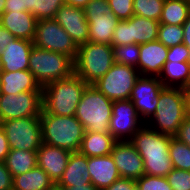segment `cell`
Instances as JSON below:
<instances>
[{"instance_id":"cell-52","label":"cell","mask_w":190,"mask_h":190,"mask_svg":"<svg viewBox=\"0 0 190 190\" xmlns=\"http://www.w3.org/2000/svg\"><path fill=\"white\" fill-rule=\"evenodd\" d=\"M6 0H0V16L4 13Z\"/></svg>"},{"instance_id":"cell-1","label":"cell","mask_w":190,"mask_h":190,"mask_svg":"<svg viewBox=\"0 0 190 190\" xmlns=\"http://www.w3.org/2000/svg\"><path fill=\"white\" fill-rule=\"evenodd\" d=\"M171 135L159 133L145 124L129 140L143 159L144 172L166 177L173 169L169 155Z\"/></svg>"},{"instance_id":"cell-51","label":"cell","mask_w":190,"mask_h":190,"mask_svg":"<svg viewBox=\"0 0 190 190\" xmlns=\"http://www.w3.org/2000/svg\"><path fill=\"white\" fill-rule=\"evenodd\" d=\"M47 190H64V187H61L57 183H54L49 189Z\"/></svg>"},{"instance_id":"cell-31","label":"cell","mask_w":190,"mask_h":190,"mask_svg":"<svg viewBox=\"0 0 190 190\" xmlns=\"http://www.w3.org/2000/svg\"><path fill=\"white\" fill-rule=\"evenodd\" d=\"M169 155L173 168L190 171V147L174 136L170 140Z\"/></svg>"},{"instance_id":"cell-28","label":"cell","mask_w":190,"mask_h":190,"mask_svg":"<svg viewBox=\"0 0 190 190\" xmlns=\"http://www.w3.org/2000/svg\"><path fill=\"white\" fill-rule=\"evenodd\" d=\"M4 164L12 177L26 173L37 166V151L10 149Z\"/></svg>"},{"instance_id":"cell-49","label":"cell","mask_w":190,"mask_h":190,"mask_svg":"<svg viewBox=\"0 0 190 190\" xmlns=\"http://www.w3.org/2000/svg\"><path fill=\"white\" fill-rule=\"evenodd\" d=\"M90 0H65V4L84 9Z\"/></svg>"},{"instance_id":"cell-42","label":"cell","mask_w":190,"mask_h":190,"mask_svg":"<svg viewBox=\"0 0 190 190\" xmlns=\"http://www.w3.org/2000/svg\"><path fill=\"white\" fill-rule=\"evenodd\" d=\"M174 137L190 147V117L184 119Z\"/></svg>"},{"instance_id":"cell-36","label":"cell","mask_w":190,"mask_h":190,"mask_svg":"<svg viewBox=\"0 0 190 190\" xmlns=\"http://www.w3.org/2000/svg\"><path fill=\"white\" fill-rule=\"evenodd\" d=\"M166 178L173 190H190V171L173 168Z\"/></svg>"},{"instance_id":"cell-21","label":"cell","mask_w":190,"mask_h":190,"mask_svg":"<svg viewBox=\"0 0 190 190\" xmlns=\"http://www.w3.org/2000/svg\"><path fill=\"white\" fill-rule=\"evenodd\" d=\"M88 21L89 41L111 45V40L119 19L112 13L85 14Z\"/></svg>"},{"instance_id":"cell-13","label":"cell","mask_w":190,"mask_h":190,"mask_svg":"<svg viewBox=\"0 0 190 190\" xmlns=\"http://www.w3.org/2000/svg\"><path fill=\"white\" fill-rule=\"evenodd\" d=\"M164 85L157 76H141L137 79L130 95L140 118L149 121L157 108L158 95Z\"/></svg>"},{"instance_id":"cell-34","label":"cell","mask_w":190,"mask_h":190,"mask_svg":"<svg viewBox=\"0 0 190 190\" xmlns=\"http://www.w3.org/2000/svg\"><path fill=\"white\" fill-rule=\"evenodd\" d=\"M183 37V25H159L157 40L167 48L183 43Z\"/></svg>"},{"instance_id":"cell-15","label":"cell","mask_w":190,"mask_h":190,"mask_svg":"<svg viewBox=\"0 0 190 190\" xmlns=\"http://www.w3.org/2000/svg\"><path fill=\"white\" fill-rule=\"evenodd\" d=\"M53 19L59 23L77 46L89 41L88 21L84 9L63 4Z\"/></svg>"},{"instance_id":"cell-8","label":"cell","mask_w":190,"mask_h":190,"mask_svg":"<svg viewBox=\"0 0 190 190\" xmlns=\"http://www.w3.org/2000/svg\"><path fill=\"white\" fill-rule=\"evenodd\" d=\"M13 150L37 151L43 144L40 117L15 118L0 122Z\"/></svg>"},{"instance_id":"cell-33","label":"cell","mask_w":190,"mask_h":190,"mask_svg":"<svg viewBox=\"0 0 190 190\" xmlns=\"http://www.w3.org/2000/svg\"><path fill=\"white\" fill-rule=\"evenodd\" d=\"M114 62L135 67L138 70L140 58V45L128 44L113 47Z\"/></svg>"},{"instance_id":"cell-6","label":"cell","mask_w":190,"mask_h":190,"mask_svg":"<svg viewBox=\"0 0 190 190\" xmlns=\"http://www.w3.org/2000/svg\"><path fill=\"white\" fill-rule=\"evenodd\" d=\"M113 46L88 41L78 46L74 60V74L85 83L94 84L114 64Z\"/></svg>"},{"instance_id":"cell-29","label":"cell","mask_w":190,"mask_h":190,"mask_svg":"<svg viewBox=\"0 0 190 190\" xmlns=\"http://www.w3.org/2000/svg\"><path fill=\"white\" fill-rule=\"evenodd\" d=\"M190 14V0H165L160 24L183 25Z\"/></svg>"},{"instance_id":"cell-43","label":"cell","mask_w":190,"mask_h":190,"mask_svg":"<svg viewBox=\"0 0 190 190\" xmlns=\"http://www.w3.org/2000/svg\"><path fill=\"white\" fill-rule=\"evenodd\" d=\"M12 180L13 177L4 162H0V190H12Z\"/></svg>"},{"instance_id":"cell-35","label":"cell","mask_w":190,"mask_h":190,"mask_svg":"<svg viewBox=\"0 0 190 190\" xmlns=\"http://www.w3.org/2000/svg\"><path fill=\"white\" fill-rule=\"evenodd\" d=\"M138 190H173L166 177L144 174L136 180Z\"/></svg>"},{"instance_id":"cell-40","label":"cell","mask_w":190,"mask_h":190,"mask_svg":"<svg viewBox=\"0 0 190 190\" xmlns=\"http://www.w3.org/2000/svg\"><path fill=\"white\" fill-rule=\"evenodd\" d=\"M111 12L108 0H90L84 8L85 14H107Z\"/></svg>"},{"instance_id":"cell-9","label":"cell","mask_w":190,"mask_h":190,"mask_svg":"<svg viewBox=\"0 0 190 190\" xmlns=\"http://www.w3.org/2000/svg\"><path fill=\"white\" fill-rule=\"evenodd\" d=\"M140 73L135 67L114 63L94 84L111 101L129 100Z\"/></svg>"},{"instance_id":"cell-20","label":"cell","mask_w":190,"mask_h":190,"mask_svg":"<svg viewBox=\"0 0 190 190\" xmlns=\"http://www.w3.org/2000/svg\"><path fill=\"white\" fill-rule=\"evenodd\" d=\"M87 166L91 177V183L98 190H103L117 179L121 178L111 154L106 156L87 157Z\"/></svg>"},{"instance_id":"cell-14","label":"cell","mask_w":190,"mask_h":190,"mask_svg":"<svg viewBox=\"0 0 190 190\" xmlns=\"http://www.w3.org/2000/svg\"><path fill=\"white\" fill-rule=\"evenodd\" d=\"M110 154L121 178L137 180L145 174L143 159L130 141H116Z\"/></svg>"},{"instance_id":"cell-2","label":"cell","mask_w":190,"mask_h":190,"mask_svg":"<svg viewBox=\"0 0 190 190\" xmlns=\"http://www.w3.org/2000/svg\"><path fill=\"white\" fill-rule=\"evenodd\" d=\"M87 85L76 74L45 85L42 87V109L48 114L75 116Z\"/></svg>"},{"instance_id":"cell-27","label":"cell","mask_w":190,"mask_h":190,"mask_svg":"<svg viewBox=\"0 0 190 190\" xmlns=\"http://www.w3.org/2000/svg\"><path fill=\"white\" fill-rule=\"evenodd\" d=\"M54 184L53 180L40 167L13 177L12 190H47Z\"/></svg>"},{"instance_id":"cell-26","label":"cell","mask_w":190,"mask_h":190,"mask_svg":"<svg viewBox=\"0 0 190 190\" xmlns=\"http://www.w3.org/2000/svg\"><path fill=\"white\" fill-rule=\"evenodd\" d=\"M159 21L133 15L129 19L131 44H145L157 40Z\"/></svg>"},{"instance_id":"cell-39","label":"cell","mask_w":190,"mask_h":190,"mask_svg":"<svg viewBox=\"0 0 190 190\" xmlns=\"http://www.w3.org/2000/svg\"><path fill=\"white\" fill-rule=\"evenodd\" d=\"M190 62V50L181 43L168 49V56L166 62Z\"/></svg>"},{"instance_id":"cell-46","label":"cell","mask_w":190,"mask_h":190,"mask_svg":"<svg viewBox=\"0 0 190 190\" xmlns=\"http://www.w3.org/2000/svg\"><path fill=\"white\" fill-rule=\"evenodd\" d=\"M15 37L0 25V52L3 51Z\"/></svg>"},{"instance_id":"cell-53","label":"cell","mask_w":190,"mask_h":190,"mask_svg":"<svg viewBox=\"0 0 190 190\" xmlns=\"http://www.w3.org/2000/svg\"><path fill=\"white\" fill-rule=\"evenodd\" d=\"M3 68H2V63H1V53H0V74L2 73Z\"/></svg>"},{"instance_id":"cell-48","label":"cell","mask_w":190,"mask_h":190,"mask_svg":"<svg viewBox=\"0 0 190 190\" xmlns=\"http://www.w3.org/2000/svg\"><path fill=\"white\" fill-rule=\"evenodd\" d=\"M64 190H98L92 183L78 184L72 187H65Z\"/></svg>"},{"instance_id":"cell-7","label":"cell","mask_w":190,"mask_h":190,"mask_svg":"<svg viewBox=\"0 0 190 190\" xmlns=\"http://www.w3.org/2000/svg\"><path fill=\"white\" fill-rule=\"evenodd\" d=\"M28 71L42 88L51 82L71 77L74 74V60L66 54L33 45Z\"/></svg>"},{"instance_id":"cell-45","label":"cell","mask_w":190,"mask_h":190,"mask_svg":"<svg viewBox=\"0 0 190 190\" xmlns=\"http://www.w3.org/2000/svg\"><path fill=\"white\" fill-rule=\"evenodd\" d=\"M10 148L4 130L0 126V162H4Z\"/></svg>"},{"instance_id":"cell-32","label":"cell","mask_w":190,"mask_h":190,"mask_svg":"<svg viewBox=\"0 0 190 190\" xmlns=\"http://www.w3.org/2000/svg\"><path fill=\"white\" fill-rule=\"evenodd\" d=\"M165 0H133L134 15L159 21Z\"/></svg>"},{"instance_id":"cell-41","label":"cell","mask_w":190,"mask_h":190,"mask_svg":"<svg viewBox=\"0 0 190 190\" xmlns=\"http://www.w3.org/2000/svg\"><path fill=\"white\" fill-rule=\"evenodd\" d=\"M103 190H137L136 180L119 178Z\"/></svg>"},{"instance_id":"cell-22","label":"cell","mask_w":190,"mask_h":190,"mask_svg":"<svg viewBox=\"0 0 190 190\" xmlns=\"http://www.w3.org/2000/svg\"><path fill=\"white\" fill-rule=\"evenodd\" d=\"M0 94H19L22 92H42L32 73L28 70L7 72L0 74Z\"/></svg>"},{"instance_id":"cell-10","label":"cell","mask_w":190,"mask_h":190,"mask_svg":"<svg viewBox=\"0 0 190 190\" xmlns=\"http://www.w3.org/2000/svg\"><path fill=\"white\" fill-rule=\"evenodd\" d=\"M33 43L36 47L66 54L75 60L78 46L54 19L36 22Z\"/></svg>"},{"instance_id":"cell-25","label":"cell","mask_w":190,"mask_h":190,"mask_svg":"<svg viewBox=\"0 0 190 190\" xmlns=\"http://www.w3.org/2000/svg\"><path fill=\"white\" fill-rule=\"evenodd\" d=\"M158 77L164 87L190 88V62H166Z\"/></svg>"},{"instance_id":"cell-37","label":"cell","mask_w":190,"mask_h":190,"mask_svg":"<svg viewBox=\"0 0 190 190\" xmlns=\"http://www.w3.org/2000/svg\"><path fill=\"white\" fill-rule=\"evenodd\" d=\"M108 4L119 20H128L134 15L133 0H108Z\"/></svg>"},{"instance_id":"cell-3","label":"cell","mask_w":190,"mask_h":190,"mask_svg":"<svg viewBox=\"0 0 190 190\" xmlns=\"http://www.w3.org/2000/svg\"><path fill=\"white\" fill-rule=\"evenodd\" d=\"M187 117L186 90L178 87H163L158 95V104L148 126L159 133L174 136ZM150 124V123H152Z\"/></svg>"},{"instance_id":"cell-17","label":"cell","mask_w":190,"mask_h":190,"mask_svg":"<svg viewBox=\"0 0 190 190\" xmlns=\"http://www.w3.org/2000/svg\"><path fill=\"white\" fill-rule=\"evenodd\" d=\"M168 49L158 40L140 44L138 72L141 76H159L166 63Z\"/></svg>"},{"instance_id":"cell-38","label":"cell","mask_w":190,"mask_h":190,"mask_svg":"<svg viewBox=\"0 0 190 190\" xmlns=\"http://www.w3.org/2000/svg\"><path fill=\"white\" fill-rule=\"evenodd\" d=\"M131 44V33L128 20H119L117 22L111 45L113 47Z\"/></svg>"},{"instance_id":"cell-5","label":"cell","mask_w":190,"mask_h":190,"mask_svg":"<svg viewBox=\"0 0 190 190\" xmlns=\"http://www.w3.org/2000/svg\"><path fill=\"white\" fill-rule=\"evenodd\" d=\"M113 101L92 84H88L77 106L75 117L85 132L110 133Z\"/></svg>"},{"instance_id":"cell-16","label":"cell","mask_w":190,"mask_h":190,"mask_svg":"<svg viewBox=\"0 0 190 190\" xmlns=\"http://www.w3.org/2000/svg\"><path fill=\"white\" fill-rule=\"evenodd\" d=\"M71 153L43 143L37 150V166L42 168L54 183H57L67 167Z\"/></svg>"},{"instance_id":"cell-4","label":"cell","mask_w":190,"mask_h":190,"mask_svg":"<svg viewBox=\"0 0 190 190\" xmlns=\"http://www.w3.org/2000/svg\"><path fill=\"white\" fill-rule=\"evenodd\" d=\"M43 143L70 152H78L85 129L75 116L40 113Z\"/></svg>"},{"instance_id":"cell-18","label":"cell","mask_w":190,"mask_h":190,"mask_svg":"<svg viewBox=\"0 0 190 190\" xmlns=\"http://www.w3.org/2000/svg\"><path fill=\"white\" fill-rule=\"evenodd\" d=\"M33 45V41L14 38L8 46L0 52L3 71L15 72L28 70L29 56Z\"/></svg>"},{"instance_id":"cell-12","label":"cell","mask_w":190,"mask_h":190,"mask_svg":"<svg viewBox=\"0 0 190 190\" xmlns=\"http://www.w3.org/2000/svg\"><path fill=\"white\" fill-rule=\"evenodd\" d=\"M142 126L140 116L130 99L113 101L109 130L117 141H129Z\"/></svg>"},{"instance_id":"cell-47","label":"cell","mask_w":190,"mask_h":190,"mask_svg":"<svg viewBox=\"0 0 190 190\" xmlns=\"http://www.w3.org/2000/svg\"><path fill=\"white\" fill-rule=\"evenodd\" d=\"M183 31H184L183 44H185L190 50V14L187 20L183 23Z\"/></svg>"},{"instance_id":"cell-19","label":"cell","mask_w":190,"mask_h":190,"mask_svg":"<svg viewBox=\"0 0 190 190\" xmlns=\"http://www.w3.org/2000/svg\"><path fill=\"white\" fill-rule=\"evenodd\" d=\"M36 18L30 12L4 11L0 16V25L15 38L33 41L36 30Z\"/></svg>"},{"instance_id":"cell-50","label":"cell","mask_w":190,"mask_h":190,"mask_svg":"<svg viewBox=\"0 0 190 190\" xmlns=\"http://www.w3.org/2000/svg\"><path fill=\"white\" fill-rule=\"evenodd\" d=\"M187 116L190 117V88H186Z\"/></svg>"},{"instance_id":"cell-44","label":"cell","mask_w":190,"mask_h":190,"mask_svg":"<svg viewBox=\"0 0 190 190\" xmlns=\"http://www.w3.org/2000/svg\"><path fill=\"white\" fill-rule=\"evenodd\" d=\"M4 11H24L28 12L24 0H6Z\"/></svg>"},{"instance_id":"cell-11","label":"cell","mask_w":190,"mask_h":190,"mask_svg":"<svg viewBox=\"0 0 190 190\" xmlns=\"http://www.w3.org/2000/svg\"><path fill=\"white\" fill-rule=\"evenodd\" d=\"M41 110L42 92L0 94V122L15 118L39 117Z\"/></svg>"},{"instance_id":"cell-24","label":"cell","mask_w":190,"mask_h":190,"mask_svg":"<svg viewBox=\"0 0 190 190\" xmlns=\"http://www.w3.org/2000/svg\"><path fill=\"white\" fill-rule=\"evenodd\" d=\"M116 141L110 133L85 132L78 152L87 157L106 156Z\"/></svg>"},{"instance_id":"cell-23","label":"cell","mask_w":190,"mask_h":190,"mask_svg":"<svg viewBox=\"0 0 190 190\" xmlns=\"http://www.w3.org/2000/svg\"><path fill=\"white\" fill-rule=\"evenodd\" d=\"M89 183H91V177L88 172L87 156L72 152L67 167L57 184L65 188Z\"/></svg>"},{"instance_id":"cell-30","label":"cell","mask_w":190,"mask_h":190,"mask_svg":"<svg viewBox=\"0 0 190 190\" xmlns=\"http://www.w3.org/2000/svg\"><path fill=\"white\" fill-rule=\"evenodd\" d=\"M25 6L36 20L53 19L65 0H24Z\"/></svg>"}]
</instances>
